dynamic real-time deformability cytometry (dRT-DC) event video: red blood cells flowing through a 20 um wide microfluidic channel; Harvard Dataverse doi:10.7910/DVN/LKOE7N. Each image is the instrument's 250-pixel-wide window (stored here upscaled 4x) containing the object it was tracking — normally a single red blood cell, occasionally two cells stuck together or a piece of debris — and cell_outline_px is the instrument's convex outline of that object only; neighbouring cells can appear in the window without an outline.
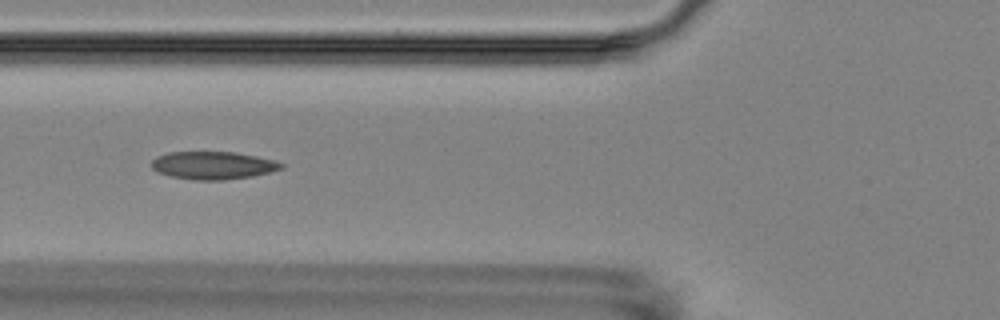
{"species": "Egyptian fruit bat (a non-hibernating species)", "species_latin": "Rousettus aegyptiacus", "temperature_condition": "room temperature", "stored_images_in_passage": 7, "camera_frame_rate_fps": 3000, "um_per_image_px": 0.085, "animal": {"sex": "female"}, "frame": {"image": 1, "passage_image": 4, "time_ms": 3.667, "image_size_px": [1000, 320], "cell_outline_px": [[284, 168], [272, 172], [252, 176], [224, 180], [192, 180], [172, 176], [156, 172], [152, 168], [152, 160], [156, 156], [168, 152], [236, 152], [276, 160], [284, 164]], "centroid_in_image_um": [18.13, 14.05], "position_along_channel_um": 107.7, "area_um2": 21.21}}
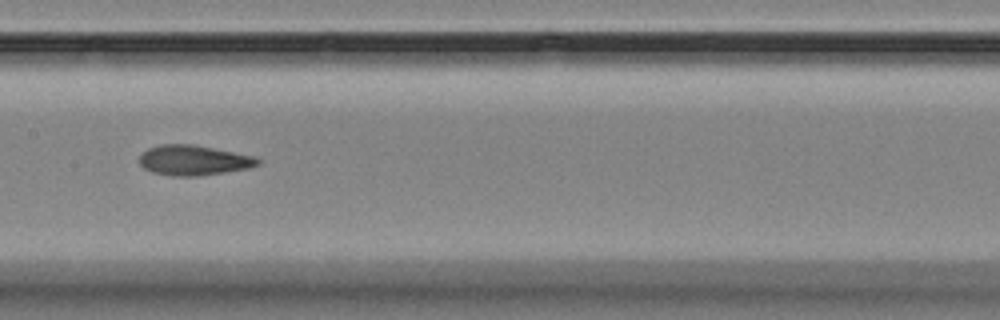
{"frame": {"image": 2, "passage_image": 6, "time_ms": 6.0, "image_size_px": [1000, 320], "cell_outline_px": [[260, 164], [248, 168], [200, 176], [172, 176], [152, 172], [144, 168], [140, 164], [140, 156], [148, 148], [160, 144], [192, 144], [256, 156], [260, 160]], "centroid_in_image_um": [16.47, 13.62], "position_along_channel_um": 190.9, "area_um2": 20.75}}
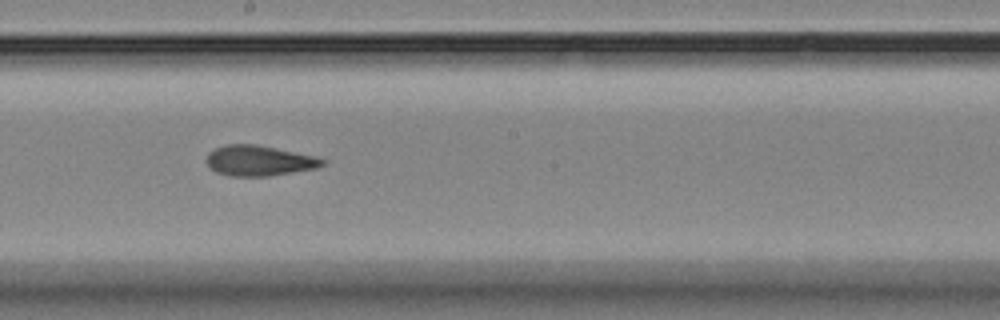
{"frame": {"image": 3, "passage_image": 7, "time_ms": 7.0, "image_size_px": [1000, 320], "cell_outline_px": [[328, 160], [324, 164], [316, 168], [268, 176], [232, 176], [216, 172], [208, 168], [208, 152], [224, 144], [256, 144], [316, 156]], "centroid_in_image_um": [22.03, 13.65], "position_along_channel_um": 226.2, "area_um2": 20.52}}